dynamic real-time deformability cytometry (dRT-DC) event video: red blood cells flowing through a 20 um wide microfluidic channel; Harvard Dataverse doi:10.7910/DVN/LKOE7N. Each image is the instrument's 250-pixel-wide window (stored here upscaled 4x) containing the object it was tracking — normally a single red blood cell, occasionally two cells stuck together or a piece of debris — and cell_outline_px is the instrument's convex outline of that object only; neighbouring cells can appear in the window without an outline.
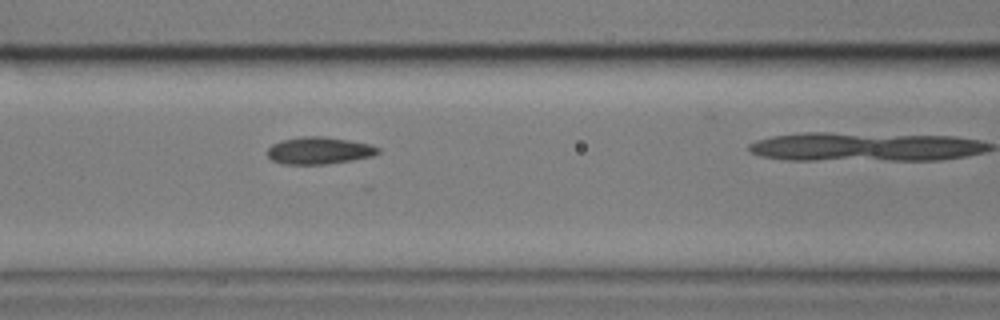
{"species": "common noctule bat (a hibernating species)", "species_latin": "Nyctalus noctula", "temperature_condition": "cold", "stored_images_in_passage": 6, "camera_frame_rate_fps": 3000, "um_per_image_px": 0.085, "animal": {"sex": "male", "body_mass_g": 17.9}, "frame": {"image": 1, "passage_image": 6, "time_ms": 5.667, "image_size_px": [1000, 320], "cell_outline_px": [[380, 152], [372, 156], [352, 160], [324, 164], [280, 164], [272, 160], [268, 156], [268, 148], [272, 144], [280, 140], [304, 136], [324, 136], [348, 140], [368, 144], [380, 148]], "centroid_in_image_um": [27.1, 12.8], "position_along_channel_um": 139.5, "area_um2": 17.46}}